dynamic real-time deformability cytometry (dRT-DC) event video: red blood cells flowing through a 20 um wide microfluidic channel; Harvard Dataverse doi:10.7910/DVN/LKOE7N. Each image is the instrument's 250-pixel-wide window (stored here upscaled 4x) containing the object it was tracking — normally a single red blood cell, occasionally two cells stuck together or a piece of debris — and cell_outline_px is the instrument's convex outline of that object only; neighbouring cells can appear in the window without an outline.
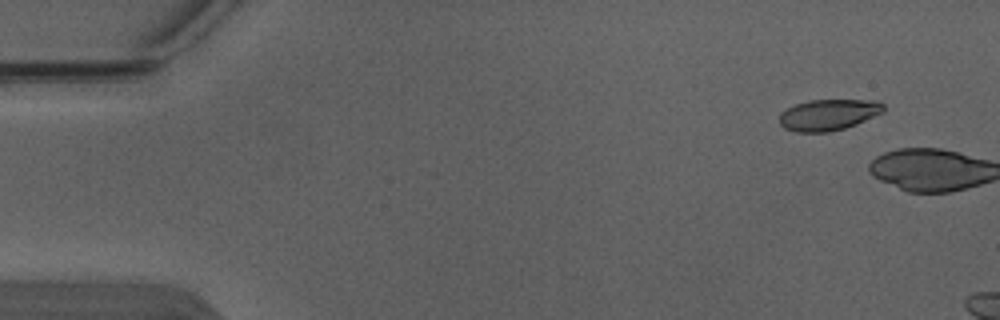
{"species": "Egyptian fruit bat (a non-hibernating species)", "species_latin": "Rousettus aegyptiacus", "temperature_condition": "warm", "stored_images_in_passage": 7, "camera_frame_rate_fps": 3000, "um_per_image_px": 0.085, "animal": {"sex": "male"}, "frame": {"image": 1, "passage_image": 1, "time_ms": 0.0, "image_size_px": [1000, 320], "cell_outline_px": [[884, 112], [856, 124], [844, 128], [828, 132], [796, 132], [784, 128], [780, 124], [780, 112], [796, 104], [808, 100], [880, 100], [884, 104]], "centroid_in_image_um": [70.43, 9.75], "position_along_channel_um": 14.6, "area_um2": 18.96}}
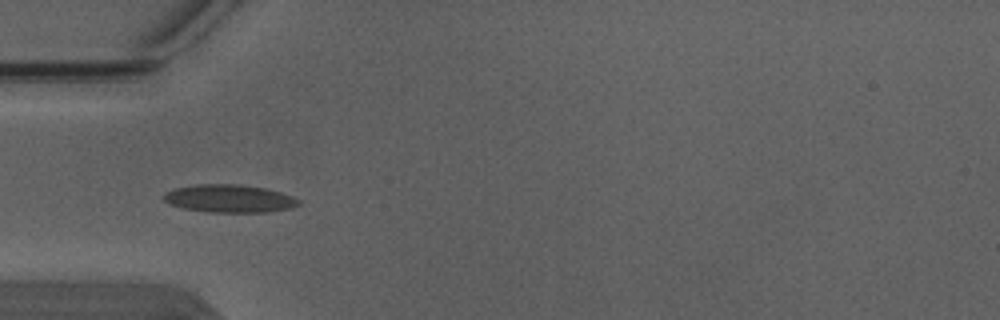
{"frame": {"image": 2, "passage_image": 6, "time_ms": 1.667, "image_size_px": [1000, 320], "cell_outline_px": [[300, 204], [292, 208], [268, 212], [208, 212], [180, 208], [168, 204], [160, 196], [164, 192], [176, 188], [196, 184], [240, 184], [268, 188], [292, 196], [300, 200]], "centroid_in_image_um": [19.47, 16.87], "position_along_channel_um": 65.5, "area_um2": 22.31}}
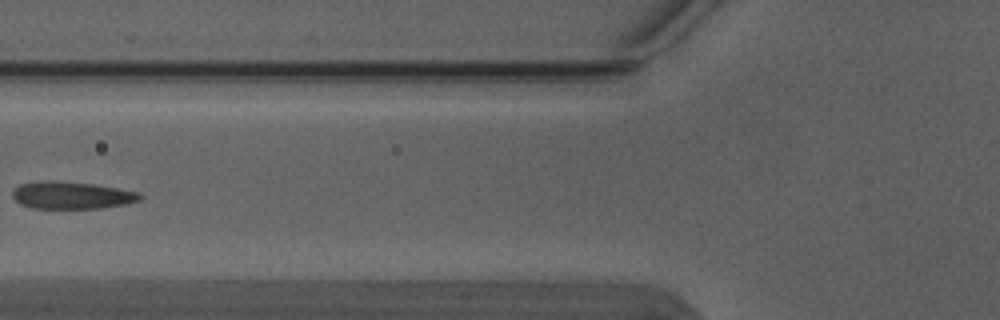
{"frame": {"image": 3, "passage_image": 7, "time_ms": 2.0, "image_size_px": [1000, 320], "cell_outline_px": [[144, 196], [140, 200], [128, 204], [100, 208], [32, 208], [20, 204], [12, 196], [12, 192], [20, 184], [92, 184], [140, 192]], "centroid_in_image_um": [6.21, 16.66], "position_along_channel_um": 119.6, "area_um2": 19.13}}